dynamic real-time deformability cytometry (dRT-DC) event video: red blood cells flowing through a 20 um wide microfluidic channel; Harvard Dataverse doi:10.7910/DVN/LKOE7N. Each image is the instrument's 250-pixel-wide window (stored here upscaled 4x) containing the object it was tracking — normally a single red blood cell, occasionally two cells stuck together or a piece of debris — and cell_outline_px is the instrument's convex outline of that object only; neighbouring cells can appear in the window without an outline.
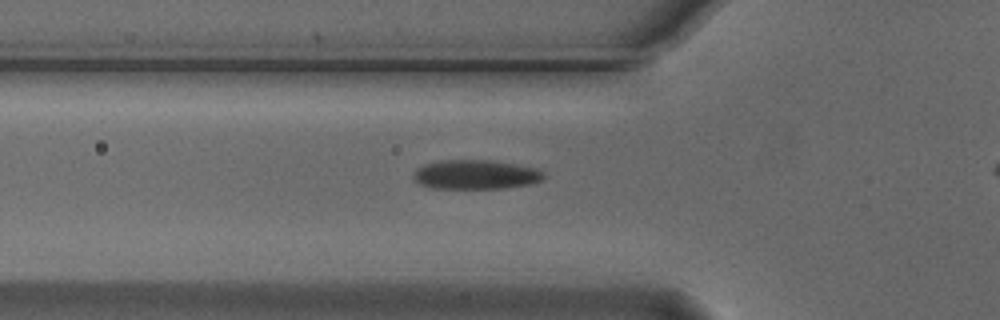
{"species": "Egyptian fruit bat (a non-hibernating species)", "species_latin": "Rousettus aegyptiacus", "temperature_condition": "cold", "stored_images_in_passage": 32, "camera_frame_rate_fps": 3000, "um_per_image_px": 0.085, "animal": {"sex": "male"}, "frame": {"image": 1, "passage_image": 3, "time_ms": 0.667, "image_size_px": [1000, 320], "cell_outline_px": [[544, 180], [532, 184], [504, 188], [432, 188], [420, 184], [412, 180], [412, 176], [416, 168], [424, 164], [440, 160], [492, 160], [516, 164], [536, 168], [544, 172]], "centroid_in_image_um": [40.43, 14.83], "position_along_channel_um": 85.4, "area_um2": 22.54}}
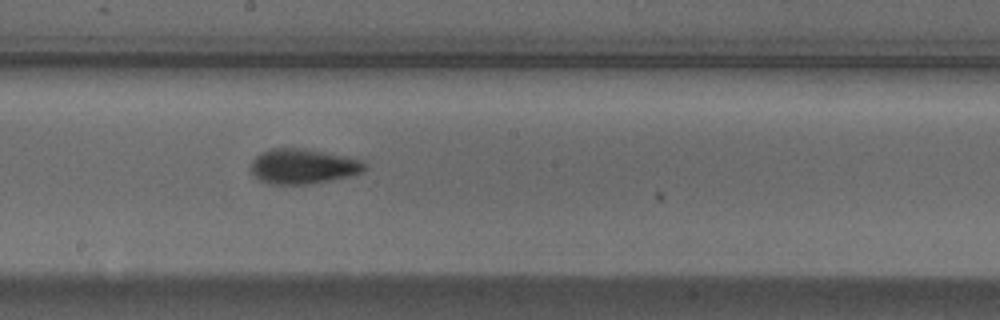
{"frame": {"image": 2, "passage_image": 14, "time_ms": 4.333, "image_size_px": [1000, 320], "cell_outline_px": [[368, 168], [360, 172], [348, 176], [308, 184], [272, 184], [260, 180], [252, 172], [252, 160], [260, 152], [272, 148], [304, 148], [344, 156], [360, 160]], "centroid_in_image_um": [25.73, 14.12], "position_along_channel_um": 222.5, "area_um2": 22.83}}
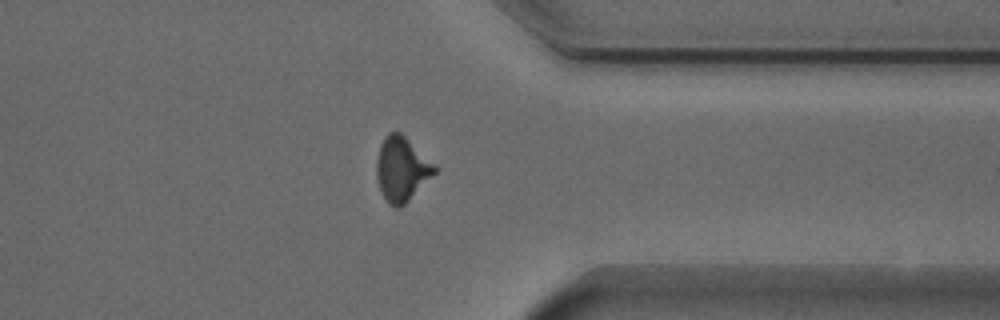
{"frame": {"image": 3, "passage_image": 27, "time_ms": 8.667, "image_size_px": [1000, 320], "cell_outline_px": [[440, 168], [400, 208], [396, 208], [388, 204], [380, 188], [376, 176], [376, 160], [380, 144], [384, 136], [388, 132], [400, 132], [436, 164]], "centroid_in_image_um": [34.14, 14.35], "position_along_channel_um": 377.3, "area_um2": 21.79}}